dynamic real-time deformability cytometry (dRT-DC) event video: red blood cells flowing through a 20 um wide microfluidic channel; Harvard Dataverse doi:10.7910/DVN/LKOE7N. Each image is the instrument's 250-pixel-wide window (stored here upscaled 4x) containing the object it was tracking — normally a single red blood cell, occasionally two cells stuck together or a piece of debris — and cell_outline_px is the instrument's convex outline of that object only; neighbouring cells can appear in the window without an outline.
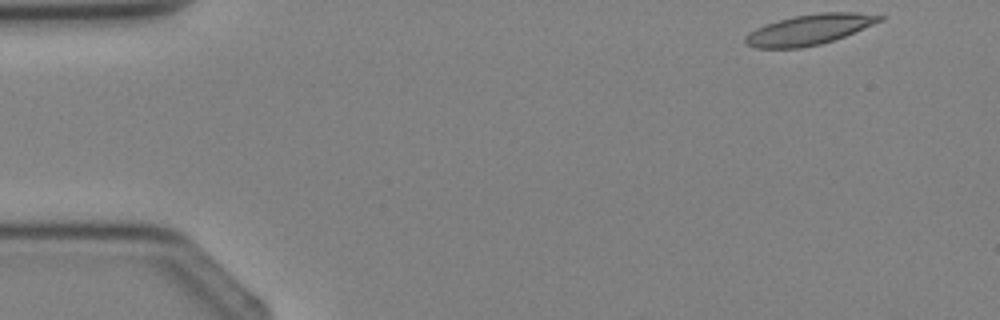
{"species": "Egyptian fruit bat (a non-hibernating species)", "species_latin": "Rousettus aegyptiacus", "temperature_condition": "cold", "stored_images_in_passage": 4, "segment_of_instrument_passage": [1, 2], "camera_frame_rate_fps": 3000, "um_per_image_px": 0.085, "animal": {"sex": "female"}, "frame": {"image": 1, "passage_image": 1, "time_ms": 0.0, "image_size_px": [1000, 320], "cell_outline_px": [[884, 20], [844, 36], [820, 44], [800, 48], [756, 48], [748, 44], [744, 40], [744, 36], [748, 32], [756, 28], [780, 20], [796, 16], [820, 12], [852, 12], [884, 16]], "centroid_in_image_um": [68.78, 2.52], "position_along_channel_um": 16.2, "area_um2": 23.41}}